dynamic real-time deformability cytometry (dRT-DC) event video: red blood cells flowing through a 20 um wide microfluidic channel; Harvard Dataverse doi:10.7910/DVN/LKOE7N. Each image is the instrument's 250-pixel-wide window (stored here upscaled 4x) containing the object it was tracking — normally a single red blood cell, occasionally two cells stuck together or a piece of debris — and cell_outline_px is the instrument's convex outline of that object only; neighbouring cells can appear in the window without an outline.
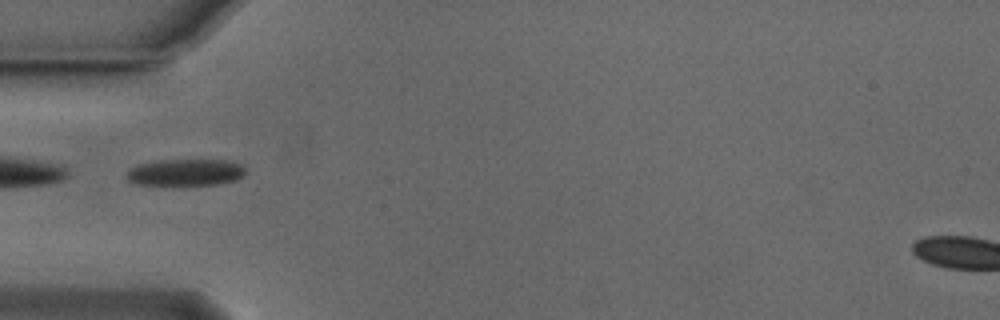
{"species": "Egyptian fruit bat (a non-hibernating species)", "species_latin": "Rousettus aegyptiacus", "temperature_condition": "cold", "stored_images_in_passage": 36, "camera_frame_rate_fps": 3000, "um_per_image_px": 0.085, "animal": {"sex": "male"}, "frame": {"image": 1, "passage_image": 1, "time_ms": 0.0, "image_size_px": [1000, 320], "cell_outline_px": [[244, 172], [236, 180], [216, 184], [184, 188], [176, 188], [132, 184], [128, 180], [128, 172], [132, 168], [140, 164], [160, 160], [228, 160], [240, 164], [244, 168]], "centroid_in_image_um": [15.72, 14.72], "position_along_channel_um": 69.3, "area_um2": 19.36}}
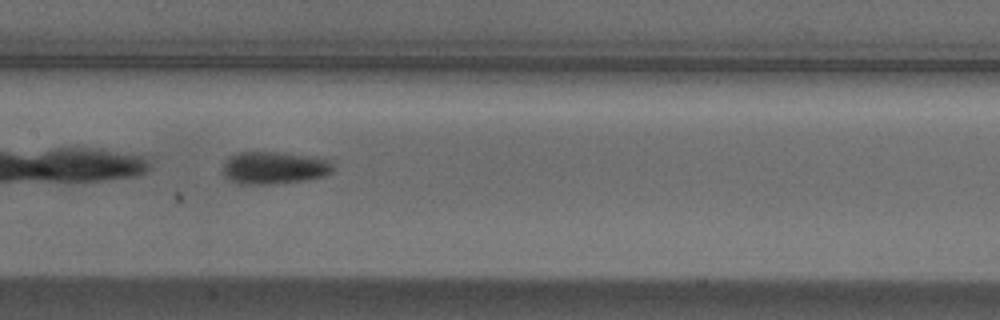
{"frame": {"image": 2, "passage_image": 10, "time_ms": 3.0, "image_size_px": [1000, 320], "cell_outline_px": [[332, 172], [324, 176], [308, 180], [268, 184], [240, 184], [228, 180], [224, 176], [224, 164], [236, 152], [284, 152], [332, 160]], "centroid_in_image_um": [23.32, 14.26], "position_along_channel_um": 184.1, "area_um2": 20.87}}
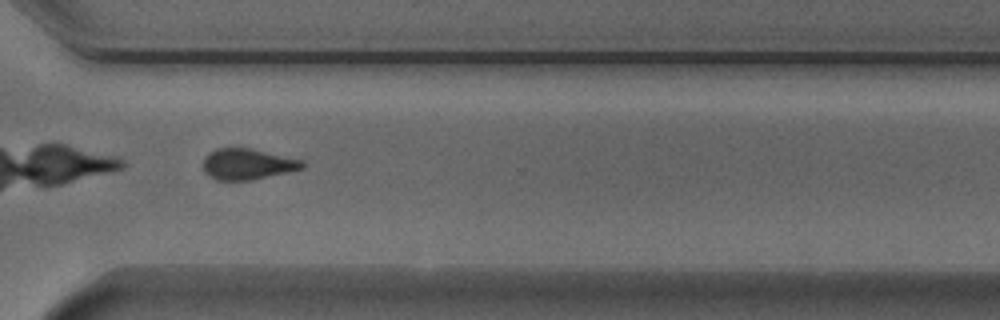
{"frame": {"image": 3, "passage_image": 23, "time_ms": 7.333, "image_size_px": [1000, 320], "cell_outline_px": [[304, 168], [252, 180], [216, 180], [208, 176], [204, 172], [204, 156], [208, 152], [216, 148], [252, 148], [304, 160]], "centroid_in_image_um": [21.02, 13.94], "position_along_channel_um": 349.6, "area_um2": 18.03}, "authors_computed_cell_mechanics": {"area_um2": 19.363, "velocity_mm_per_s": 3.8232, "shape_relaxation_time_tau1_ms": 3.101, "shape_relaxation_time_tau2_ms": null, "deformation_change_tau1": 0.0802, "deformation_change_tau2": null}}